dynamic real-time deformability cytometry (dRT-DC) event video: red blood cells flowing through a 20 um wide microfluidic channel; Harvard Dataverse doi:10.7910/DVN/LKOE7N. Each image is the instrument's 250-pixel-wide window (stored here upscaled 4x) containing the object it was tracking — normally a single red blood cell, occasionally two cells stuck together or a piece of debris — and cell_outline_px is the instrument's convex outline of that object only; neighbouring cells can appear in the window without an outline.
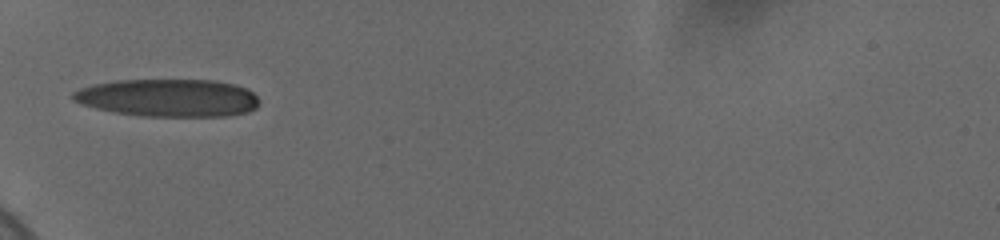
{"species": "human", "species_latin": "Homo sapiens", "temperature_condition": "cold", "stored_images_in_passage": 36, "camera_frame_rate_fps": 3000, "um_per_image_px": 0.085, "donor": {"sex": "female"}, "frame": {"image": 1, "passage_image": 1, "time_ms": 0.0, "image_size_px": [1000, 240], "cell_outline_px": [[260, 104], [256, 108], [248, 112], [228, 116], [140, 116], [112, 112], [80, 104], [72, 100], [72, 92], [80, 88], [92, 84], [116, 80], [212, 80], [236, 84], [248, 88], [260, 100]], "centroid_in_image_um": [14.3, 8.32], "position_along_channel_um": 70.7, "area_um2": 41.38}}
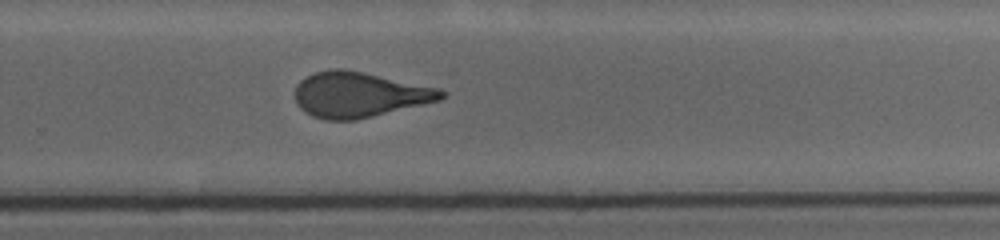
{"frame": {"image": 2, "passage_image": 20, "time_ms": 6.333, "image_size_px": [1000, 240], "cell_outline_px": [[448, 96], [440, 100], [356, 120], [324, 120], [312, 116], [304, 112], [296, 104], [296, 84], [300, 80], [312, 72], [328, 68], [344, 68], [364, 72], [440, 88], [448, 92]], "centroid_in_image_um": [30.52, 8.03], "position_along_channel_um": 299.3, "area_um2": 39.07}}
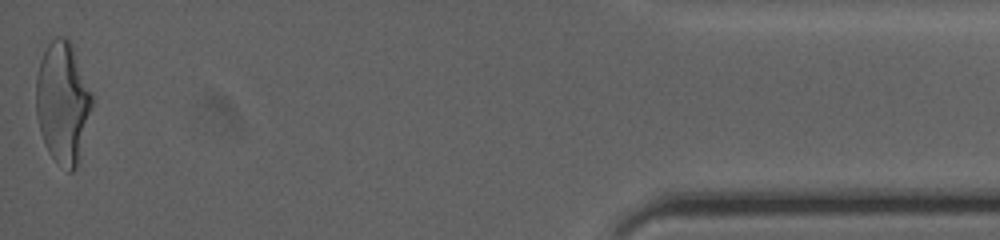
{"frame": {"image": 3, "passage_image": 36, "time_ms": 11.667, "image_size_px": [1000, 240], "cell_outline_px": [[92, 104], [76, 168], [72, 172], [68, 172], [56, 164], [48, 152], [36, 116], [36, 76], [40, 60], [48, 44], [56, 36], [64, 36], [72, 44], [92, 92]], "centroid_in_image_um": [5.32, 8.71], "position_along_channel_um": 429.9, "area_um2": 39.42}, "authors_computed_cell_mechanics": {"area_um2": 39.3907, "velocity_mm_per_s": 3.6998, "shape_relaxation_time_tau1_ms": 7.0187, "shape_relaxation_time_tau2_ms": 1.3187, "deformation_change_tau1": 0.2388, "deformation_change_tau2": 0.1036}}